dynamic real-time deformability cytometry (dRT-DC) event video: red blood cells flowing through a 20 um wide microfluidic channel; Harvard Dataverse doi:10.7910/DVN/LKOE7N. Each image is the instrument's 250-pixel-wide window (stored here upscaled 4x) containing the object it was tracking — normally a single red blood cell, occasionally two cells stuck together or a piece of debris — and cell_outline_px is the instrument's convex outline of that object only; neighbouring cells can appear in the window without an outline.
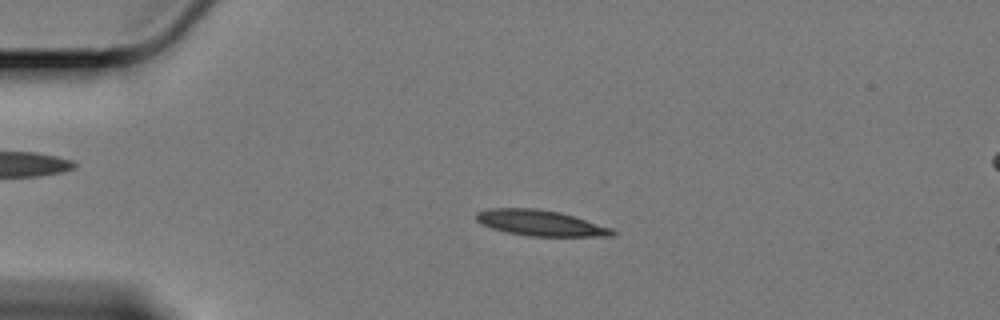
{"species": "Egyptian fruit bat (a non-hibernating species)", "species_latin": "Rousettus aegyptiacus", "temperature_condition": "cold", "stored_images_in_passage": 56, "camera_frame_rate_fps": 3000, "um_per_image_px": 0.085, "animal": {"sex": "female"}, "frame": {"image": 1, "passage_image": 10, "time_ms": 3.0, "image_size_px": [1000, 320], "cell_outline_px": [[616, 232], [612, 236], [528, 236], [508, 232], [492, 228], [476, 220], [476, 212], [492, 208], [536, 208], [560, 212], [612, 228]], "centroid_in_image_um": [45.94, 18.95], "position_along_channel_um": 39.1, "area_um2": 20.17}}
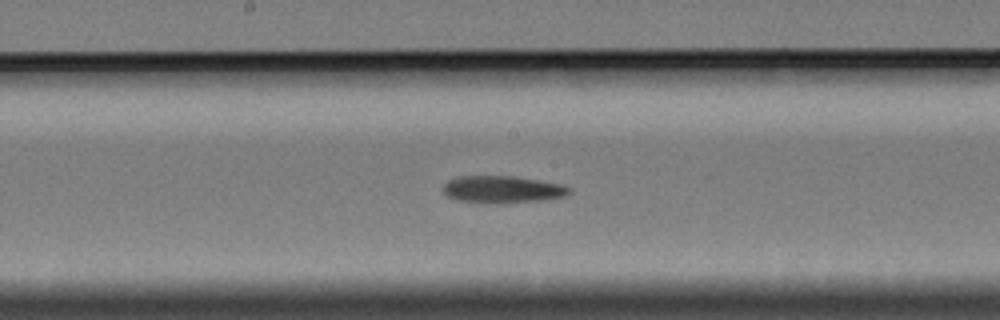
{"frame": {"image": 2, "passage_image": 28, "time_ms": 9.0, "image_size_px": [1000, 320], "cell_outline_px": [[572, 192], [564, 196], [544, 200], [496, 204], [488, 204], [460, 200], [448, 196], [444, 192], [444, 184], [448, 180], [460, 176], [516, 176], [560, 184], [572, 188]], "centroid_in_image_um": [42.73, 16.11], "position_along_channel_um": 205.5, "area_um2": 20.06}}
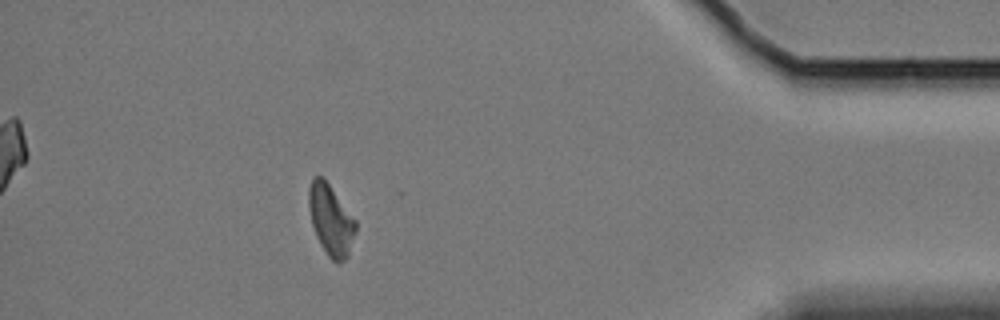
{"frame": {"image": 3, "passage_image": 50, "time_ms": 16.333, "image_size_px": [1000, 320], "cell_outline_px": [[356, 232], [348, 256], [344, 260], [336, 264], [328, 256], [320, 244], [316, 236], [312, 224], [308, 208], [308, 188], [312, 176], [320, 176], [328, 184], [356, 220]], "centroid_in_image_um": [28.1, 18.72], "position_along_channel_um": 407.1, "area_um2": 19.31}}